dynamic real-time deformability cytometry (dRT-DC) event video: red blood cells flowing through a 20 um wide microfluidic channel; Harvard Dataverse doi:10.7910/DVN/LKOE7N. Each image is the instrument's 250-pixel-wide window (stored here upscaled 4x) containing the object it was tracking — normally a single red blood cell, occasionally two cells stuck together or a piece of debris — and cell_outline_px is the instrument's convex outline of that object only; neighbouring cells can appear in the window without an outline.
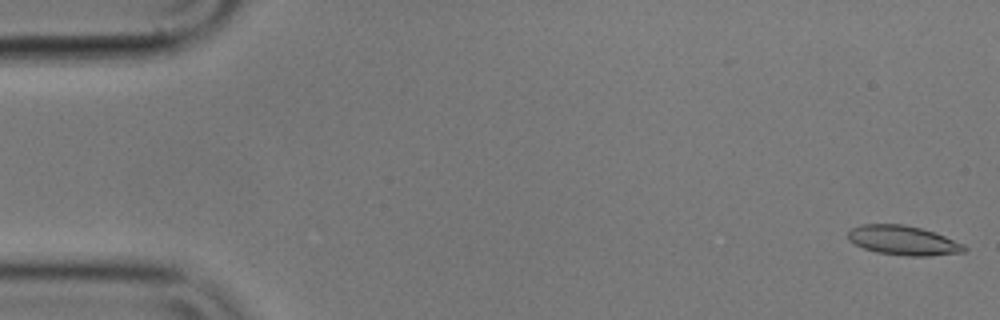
{"species": "common noctule bat (a hibernating species)", "species_latin": "Nyctalus noctula", "temperature_condition": "cold", "stored_images_in_passage": 12, "camera_frame_rate_fps": 3000, "um_per_image_px": 0.085, "animal": {"sex": "male", "body_mass_g": 17.9}, "frame": {"image": 1, "passage_image": 1, "time_ms": 0.0, "image_size_px": [1000, 320], "cell_outline_px": [[968, 248], [964, 252], [928, 256], [908, 256], [876, 252], [864, 248], [848, 240], [848, 232], [852, 228], [860, 224], [904, 224], [936, 232], [964, 244]], "centroid_in_image_um": [76.79, 20.43], "position_along_channel_um": 8.2, "area_um2": 20.0}}